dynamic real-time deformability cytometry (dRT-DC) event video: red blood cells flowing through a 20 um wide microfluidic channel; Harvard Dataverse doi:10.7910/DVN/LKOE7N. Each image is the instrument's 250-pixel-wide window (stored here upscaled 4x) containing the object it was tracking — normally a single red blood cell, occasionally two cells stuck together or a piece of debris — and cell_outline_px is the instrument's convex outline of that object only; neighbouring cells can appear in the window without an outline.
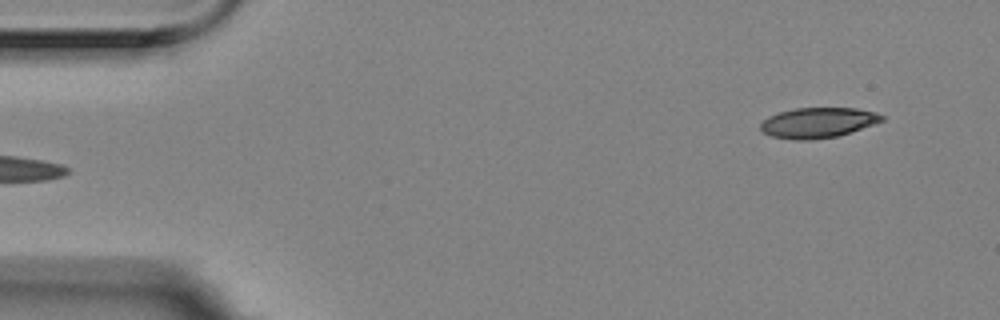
{"species": "Egyptian fruit bat (a non-hibernating species)", "species_latin": "Rousettus aegyptiacus", "temperature_condition": "room temperature", "stored_images_in_passage": 5, "camera_frame_rate_fps": 3000, "um_per_image_px": 0.085, "animal": {"sex": "female"}, "frame": {"image": 1, "passage_image": 5, "time_ms": 1.333, "image_size_px": [1000, 320], "cell_outline_px": [[884, 120], [836, 136], [812, 140], [796, 140], [772, 136], [764, 132], [760, 128], [760, 124], [768, 116], [780, 112], [796, 108], [856, 108], [876, 112], [884, 116]], "centroid_in_image_um": [69.5, 10.42], "position_along_channel_um": 15.5, "area_um2": 21.1}}